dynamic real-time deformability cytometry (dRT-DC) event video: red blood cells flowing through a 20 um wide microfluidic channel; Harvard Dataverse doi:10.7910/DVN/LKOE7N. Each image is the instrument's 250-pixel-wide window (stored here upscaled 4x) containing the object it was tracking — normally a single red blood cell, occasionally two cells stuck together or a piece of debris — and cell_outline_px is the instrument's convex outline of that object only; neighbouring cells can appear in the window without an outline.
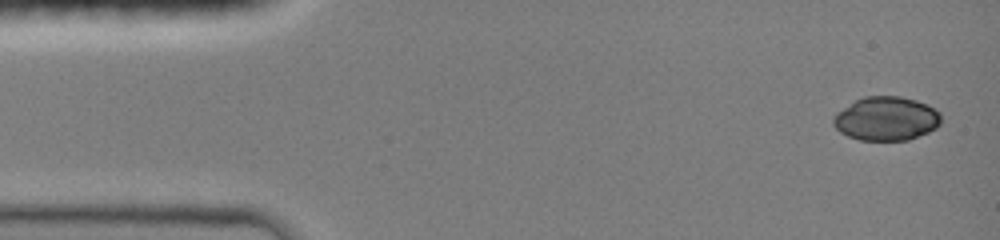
{"species": "common noctule bat (a hibernating species)", "species_latin": "Nyctalus noctula", "temperature_condition": "room temperature", "stored_images_in_passage": 32, "camera_frame_rate_fps": 3000, "um_per_image_px": 0.085, "animal": {"sex": "female", "body_mass_g": 19.0, "forearm_length_mm": 51.5}, "frame": {"image": 1, "passage_image": 1, "time_ms": 0.0, "image_size_px": [1000, 240], "cell_outline_px": [[940, 124], [936, 128], [928, 132], [908, 140], [860, 140], [848, 136], [840, 132], [832, 124], [832, 116], [836, 112], [856, 100], [864, 96], [900, 96], [916, 100], [928, 104], [940, 112]], "centroid_in_image_um": [75.32, 10.08], "position_along_channel_um": 9.7, "area_um2": 27.69}}
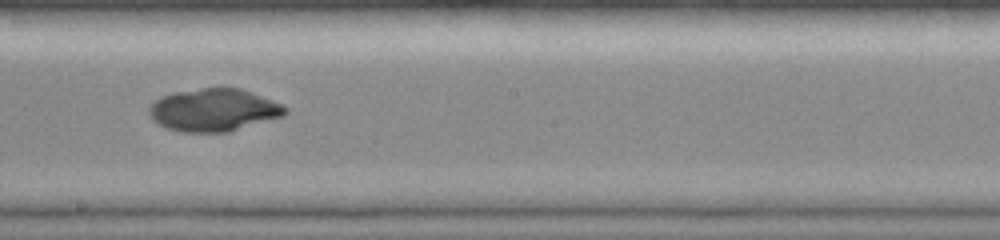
{"frame": {"image": 2, "passage_image": 21, "time_ms": 8.0, "image_size_px": [1000, 240], "cell_outline_px": [[288, 112], [284, 116], [228, 132], [184, 132], [168, 128], [156, 124], [152, 120], [148, 112], [148, 108], [160, 96], [172, 92], [200, 88], [240, 88], [272, 100], [288, 108]], "centroid_in_image_um": [18.14, 9.35], "position_along_channel_um": 230.1, "area_um2": 33.87}}
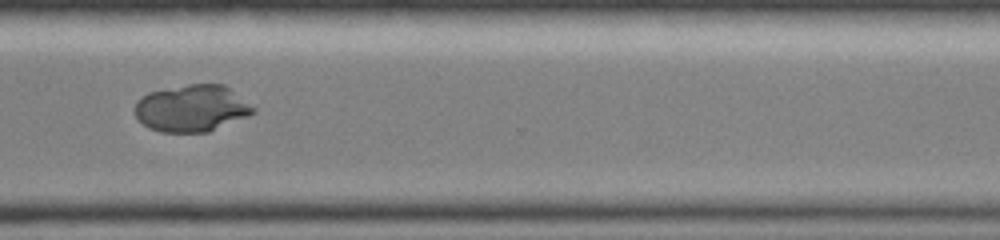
{"frame": {"image": 3, "passage_image": 31, "time_ms": 11.0, "image_size_px": [1000, 240], "cell_outline_px": [[256, 112], [248, 116], [208, 132], [160, 132], [148, 128], [136, 116], [136, 100], [140, 96], [148, 92], [188, 84], [224, 84], [256, 108]], "centroid_in_image_um": [16.3, 9.2], "position_along_channel_um": 354.3, "area_um2": 32.31}}